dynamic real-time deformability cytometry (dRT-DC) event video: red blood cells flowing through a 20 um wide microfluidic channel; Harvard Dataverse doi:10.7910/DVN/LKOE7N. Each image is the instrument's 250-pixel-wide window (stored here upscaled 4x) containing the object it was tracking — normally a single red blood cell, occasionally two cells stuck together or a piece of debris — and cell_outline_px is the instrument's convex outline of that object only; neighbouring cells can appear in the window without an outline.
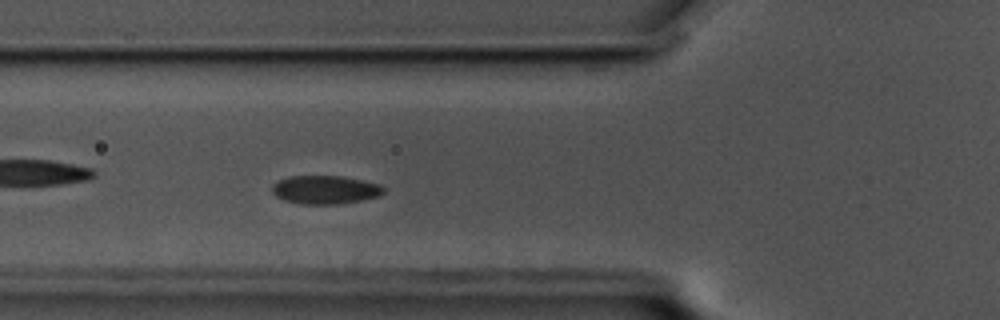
{"species": "common noctule bat (a hibernating species)", "species_latin": "Nyctalus noctula", "temperature_condition": "cold", "stored_images_in_passage": 55, "camera_frame_rate_fps": 3000, "um_per_image_px": 0.085, "animal": {"sex": "male", "body_mass_g": 17.5, "forearm_length_mm": 52.3}, "frame": {"image": 1, "passage_image": 16, "time_ms": 5.0, "image_size_px": [1000, 320], "cell_outline_px": [[384, 192], [380, 196], [360, 200], [336, 204], [300, 204], [284, 200], [276, 196], [272, 192], [272, 184], [280, 180], [292, 176], [340, 176], [380, 184], [384, 188]], "centroid_in_image_um": [27.63, 16.13], "position_along_channel_um": 98.2, "area_um2": 18.32}}
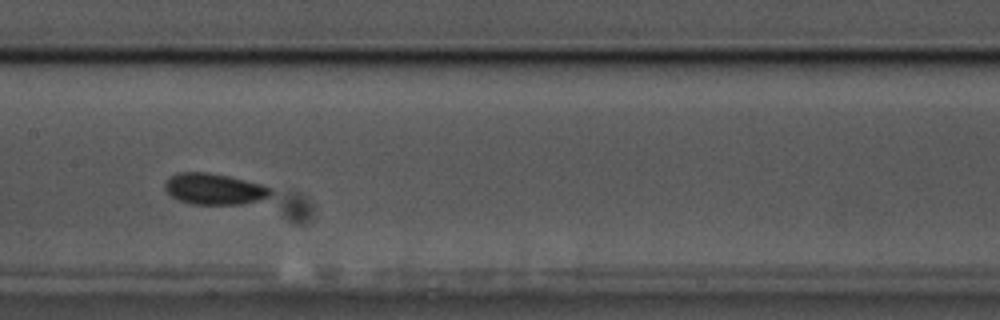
{"frame": {"image": 2, "passage_image": 24, "time_ms": 7.667, "image_size_px": [1000, 320], "cell_outline_px": [[272, 192], [268, 196], [260, 200], [240, 204], [192, 204], [180, 200], [172, 196], [164, 188], [164, 184], [176, 172], [208, 172], [228, 176], [264, 184], [272, 188]], "centroid_in_image_um": [18.24, 16.05], "position_along_channel_um": 189.2, "area_um2": 19.13}}
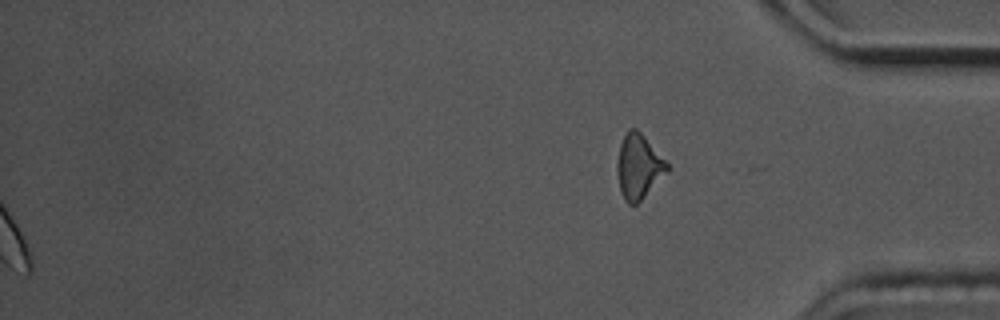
{"frame": {"image": 3, "passage_image": 55, "time_ms": 18.0, "image_size_px": [1000, 320], "cell_outline_px": [[668, 172], [636, 204], [628, 204], [624, 200], [620, 192], [616, 172], [616, 164], [620, 144], [628, 128], [636, 128], [644, 136], [668, 164]], "centroid_in_image_um": [54.24, 14.16], "position_along_channel_um": 381.0, "area_um2": 18.67}, "authors_computed_cell_mechanics": {"area_um2": 18.3804, "velocity_mm_per_s": 3.421, "shape_relaxation_time_tau1_ms": 3.0737, "shape_relaxation_time_tau2_ms": null, "deformation_change_tau1": 0.0484, "deformation_change_tau2": null}}